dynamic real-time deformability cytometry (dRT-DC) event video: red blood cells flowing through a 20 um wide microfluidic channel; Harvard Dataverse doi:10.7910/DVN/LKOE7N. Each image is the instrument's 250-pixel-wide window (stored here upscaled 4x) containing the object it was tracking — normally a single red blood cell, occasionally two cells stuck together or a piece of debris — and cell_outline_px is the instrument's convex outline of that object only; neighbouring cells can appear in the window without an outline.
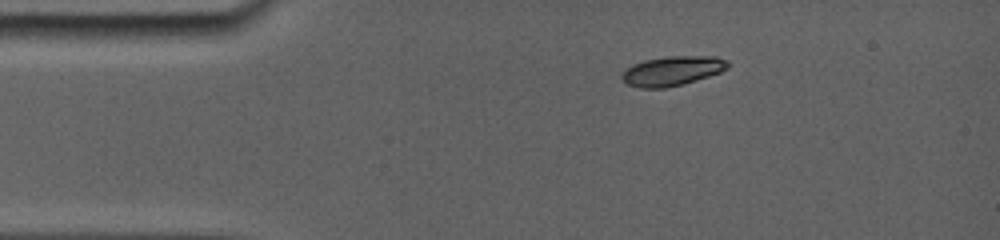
{"species": "common noctule bat (a hibernating species)", "species_latin": "Nyctalus noctula", "temperature_condition": "room temperature", "stored_images_in_passage": 56, "camera_frame_rate_fps": 5000, "um_per_image_px": 0.085, "animal": {"sex": "female", "body_mass_g": 19.0, "forearm_length_mm": 56.7}, "frame": {"image": 1, "passage_image": 1, "time_ms": 0.0, "image_size_px": [1000, 240], "cell_outline_px": [[732, 64], [728, 68], [720, 72], [684, 84], [664, 88], [640, 88], [628, 84], [620, 76], [624, 68], [632, 64], [644, 60], [668, 56], [716, 56], [728, 60]], "centroid_in_image_um": [57.15, 6.01], "position_along_channel_um": 27.8, "area_um2": 18.44}}
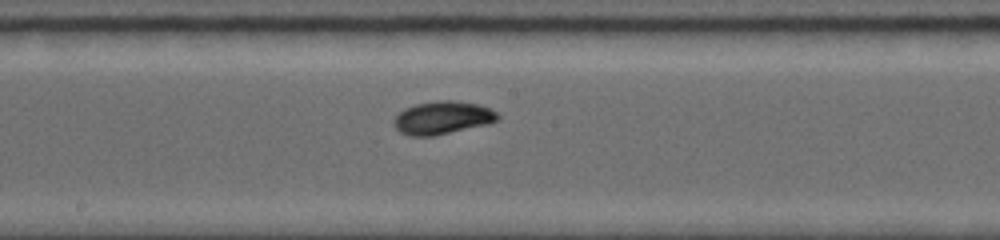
{"frame": {"image": 2, "passage_image": 24, "time_ms": 6.0, "image_size_px": [1000, 240], "cell_outline_px": [[500, 116], [496, 120], [488, 124], [432, 136], [408, 136], [400, 132], [392, 124], [392, 120], [404, 108], [416, 104], [436, 100], [456, 100], [476, 104], [488, 108], [496, 112]], "centroid_in_image_um": [37.56, 10.0], "position_along_channel_um": 210.6, "area_um2": 19.94}}
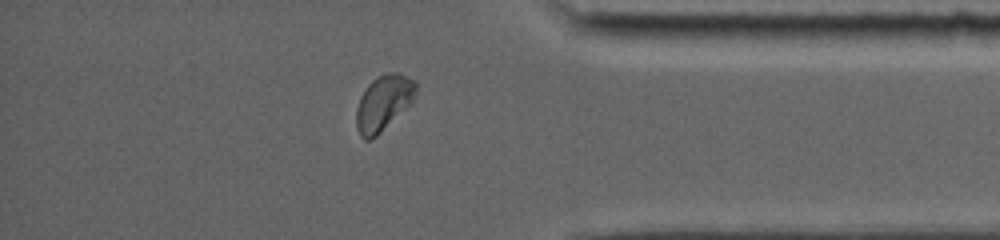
{"frame": {"image": 3, "passage_image": 46, "time_ms": 11.2, "image_size_px": [1000, 240], "cell_outline_px": [[416, 88], [412, 104], [376, 136], [368, 140], [364, 140], [360, 136], [356, 128], [356, 108], [360, 96], [368, 84], [376, 76], [388, 72], [396, 72], [416, 80]], "centroid_in_image_um": [32.59, 8.74], "position_along_channel_um": 402.6, "area_um2": 19.48}, "authors_computed_cell_mechanics": {"area_um2": 18.7272, "velocity_mm_per_s": 3.8345, "shape_relaxation_time_tau1_ms": 3.3189, "shape_relaxation_time_tau2_ms": 3.1408, "deformation_change_tau1": 0.1226, "deformation_change_tau2": 0.0411}}